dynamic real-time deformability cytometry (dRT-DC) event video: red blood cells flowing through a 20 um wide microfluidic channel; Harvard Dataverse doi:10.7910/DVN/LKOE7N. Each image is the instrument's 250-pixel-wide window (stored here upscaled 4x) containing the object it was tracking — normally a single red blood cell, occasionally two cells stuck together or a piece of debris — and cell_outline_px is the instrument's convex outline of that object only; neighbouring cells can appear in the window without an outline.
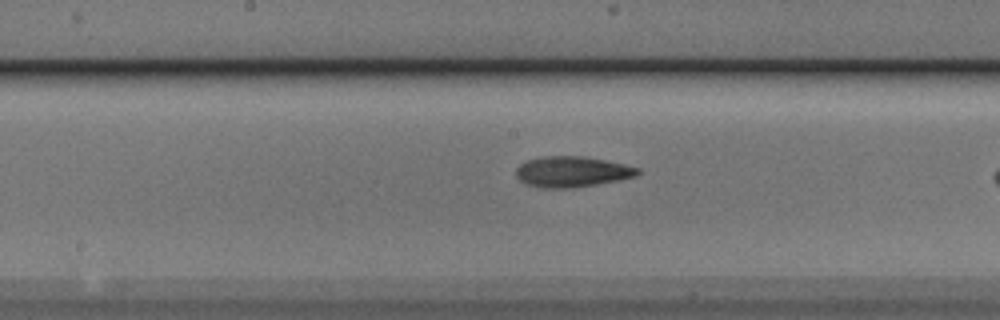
{"species": "Egyptian fruit bat (a non-hibernating species)", "species_latin": "Rousettus aegyptiacus", "temperature_condition": "cold", "stored_images_in_passage": 33, "camera_frame_rate_fps": 3000, "um_per_image_px": 0.085, "animal": {"sex": "male"}, "frame": {"image": 1, "passage_image": 19, "time_ms": 6.0, "image_size_px": [1000, 320], "cell_outline_px": [[640, 172], [636, 176], [620, 180], [564, 188], [544, 188], [524, 184], [516, 176], [516, 168], [520, 164], [528, 160], [540, 156], [584, 156], [604, 160], [640, 168]], "centroid_in_image_um": [48.58, 14.59], "position_along_channel_um": 199.6, "area_um2": 21.56}}